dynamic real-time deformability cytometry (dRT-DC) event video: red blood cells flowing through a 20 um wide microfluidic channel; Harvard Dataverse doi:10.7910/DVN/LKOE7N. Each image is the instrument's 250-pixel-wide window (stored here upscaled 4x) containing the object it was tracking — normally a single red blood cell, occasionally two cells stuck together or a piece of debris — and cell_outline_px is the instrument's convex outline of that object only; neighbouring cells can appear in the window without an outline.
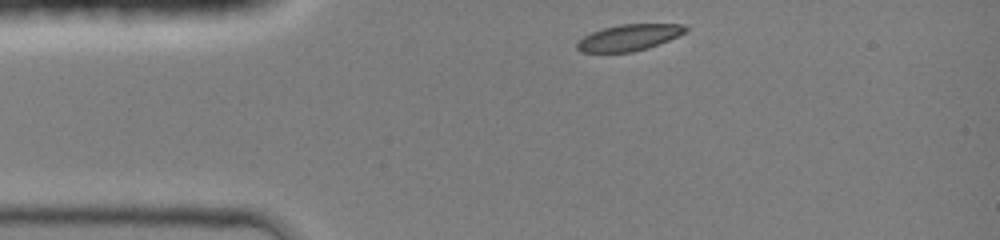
{"species": "common noctule bat (a hibernating species)", "species_latin": "Nyctalus noctula", "temperature_condition": "room temperature", "stored_images_in_passage": 32, "camera_frame_rate_fps": 3000, "um_per_image_px": 0.085, "animal": {"sex": "female", "body_mass_g": 19.0, "forearm_length_mm": 51.5}, "frame": {"image": 1, "passage_image": 1, "time_ms": 0.0, "image_size_px": [1000, 240], "cell_outline_px": [[688, 32], [648, 48], [632, 52], [580, 52], [576, 48], [576, 44], [584, 36], [592, 32], [604, 28], [620, 24], [684, 24], [688, 28]], "centroid_in_image_um": [53.49, 3.19], "position_along_channel_um": 31.5, "area_um2": 16.59}}
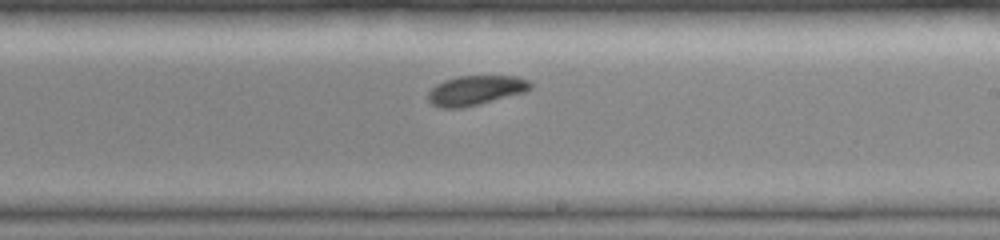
{"frame": {"image": 2, "passage_image": 19, "time_ms": 6.0, "image_size_px": [1000, 240], "cell_outline_px": [[532, 88], [524, 92], [480, 104], [464, 108], [440, 108], [432, 104], [428, 100], [428, 92], [436, 84], [444, 80], [456, 76], [516, 76], [528, 80], [532, 84]], "centroid_in_image_um": [40.41, 7.68], "position_along_channel_um": 248.6, "area_um2": 17.74}}
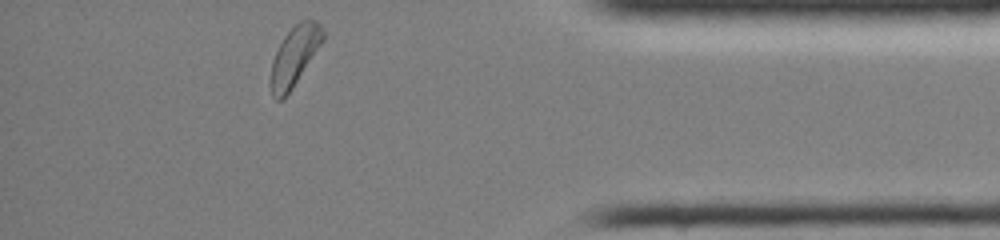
{"frame": {"image": 3, "passage_image": 32, "time_ms": 10.333, "image_size_px": [1000, 240], "cell_outline_px": [[324, 40], [284, 100], [276, 100], [272, 96], [272, 60], [284, 36], [300, 20], [316, 20], [320, 24], [324, 32]], "centroid_in_image_um": [25.06, 4.75], "position_along_channel_um": 410.1, "area_um2": 17.69}, "authors_computed_cell_mechanics": {"area_um2": 17.9469, "velocity_mm_per_s": 4.2096, "shape_relaxation_time_tau1_ms": 1.6994, "shape_relaxation_time_tau2_ms": null, "deformation_change_tau1": 0.0846, "deformation_change_tau2": null}}